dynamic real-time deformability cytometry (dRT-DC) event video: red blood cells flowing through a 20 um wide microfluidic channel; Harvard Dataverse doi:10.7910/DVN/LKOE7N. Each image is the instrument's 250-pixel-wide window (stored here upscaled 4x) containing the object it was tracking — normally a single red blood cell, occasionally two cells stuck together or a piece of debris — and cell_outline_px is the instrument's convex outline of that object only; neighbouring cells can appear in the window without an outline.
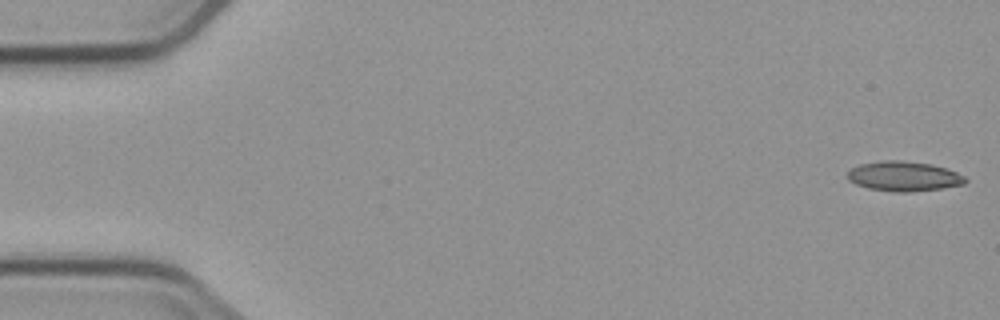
{"species": "common noctule bat (a hibernating species)", "species_latin": "Nyctalus noctula", "temperature_condition": "cold", "stored_images_in_passage": 5, "camera_frame_rate_fps": 3000, "um_per_image_px": 0.085, "animal": {"sex": "male", "body_mass_g": 23.1, "forearm_length_mm": 52.7}, "frame": {"image": 1, "passage_image": 1, "time_ms": 0.0, "image_size_px": [1000, 320], "cell_outline_px": [[968, 180], [964, 184], [944, 188], [908, 192], [896, 192], [868, 188], [856, 184], [848, 180], [848, 172], [852, 168], [860, 164], [888, 160], [900, 160], [932, 164], [956, 172], [964, 176]], "centroid_in_image_um": [76.84, 14.99], "position_along_channel_um": 8.2, "area_um2": 20.35}}
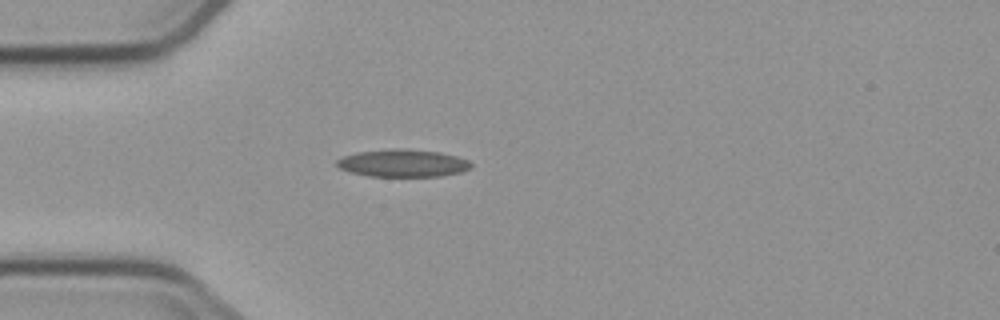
{"frame": {"image": 2, "passage_image": 5, "time_ms": 4.667, "image_size_px": [1000, 320], "cell_outline_px": [[472, 168], [460, 172], [440, 176], [368, 176], [348, 172], [340, 168], [336, 164], [336, 160], [344, 156], [360, 152], [400, 148], [440, 152], [456, 156], [468, 160], [472, 164]], "centroid_in_image_um": [34.25, 13.87], "position_along_channel_um": 50.7, "area_um2": 21.39}}